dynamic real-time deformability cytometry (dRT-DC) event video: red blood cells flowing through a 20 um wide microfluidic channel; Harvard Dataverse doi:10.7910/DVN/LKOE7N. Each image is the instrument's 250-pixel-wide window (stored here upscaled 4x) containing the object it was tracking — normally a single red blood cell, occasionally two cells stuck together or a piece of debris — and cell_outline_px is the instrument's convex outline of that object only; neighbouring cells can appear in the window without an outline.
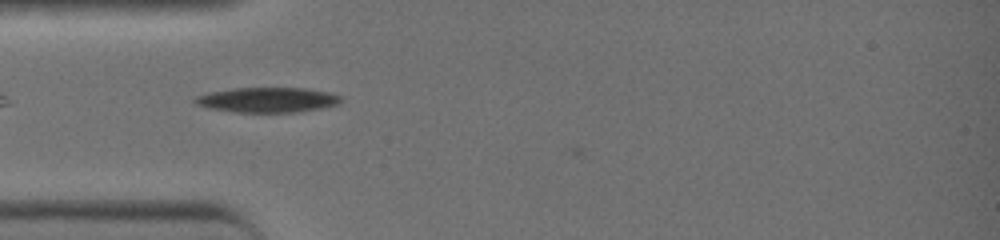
{"species": "common noctule bat (a hibernating species)", "species_latin": "Nyctalus noctula", "temperature_condition": "warm", "stored_images_in_passage": 16, "camera_frame_rate_fps": 3000, "um_per_image_px": 0.085, "animal": {"sex": "female", "body_mass_g": 19.0, "forearm_length_mm": 51.5}, "frame": {"image": 1, "passage_image": 13, "time_ms": 4.0, "image_size_px": [1000, 240], "cell_outline_px": [[344, 96], [336, 104], [320, 108], [300, 112], [236, 112], [208, 108], [196, 104], [192, 100], [196, 96], [208, 92], [232, 88], [304, 88], [332, 92]], "centroid_in_image_um": [22.73, 8.48], "position_along_channel_um": 62.3, "area_um2": 21.39}}